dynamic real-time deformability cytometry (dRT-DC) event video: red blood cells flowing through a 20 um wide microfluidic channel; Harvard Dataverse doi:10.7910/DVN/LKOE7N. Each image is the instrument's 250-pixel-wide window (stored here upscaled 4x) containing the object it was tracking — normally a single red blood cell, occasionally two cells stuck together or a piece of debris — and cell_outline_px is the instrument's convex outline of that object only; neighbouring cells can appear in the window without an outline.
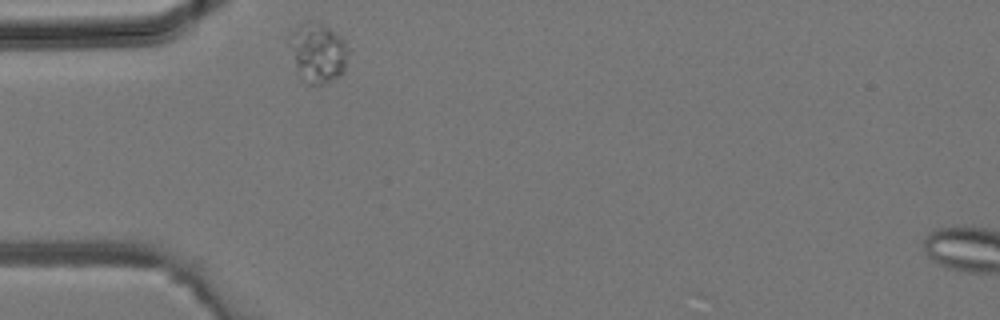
{"species": "common noctule bat (a hibernating species)", "species_latin": "Nyctalus noctula", "temperature_condition": "room temperature", "stored_images_in_passage": 2, "camera_frame_rate_fps": 3000, "um_per_image_px": 0.085, "animal": {"sex": "male", "body_mass_g": 19.2, "forearm_length_mm": 51.8}, "frame": {"image": 1, "passage_image": 1, "time_ms": 0.0, "image_size_px": [1000, 320], "cell_outline_px": [[352, 48], [344, 72], [340, 76], [324, 84], [308, 84], [300, 80], [288, 44], [288, 36], [300, 24], [308, 20], [312, 20], [324, 24], [340, 36]], "centroid_in_image_um": [27.04, 4.48], "position_along_channel_um": 58.0, "area_um2": 21.21}}